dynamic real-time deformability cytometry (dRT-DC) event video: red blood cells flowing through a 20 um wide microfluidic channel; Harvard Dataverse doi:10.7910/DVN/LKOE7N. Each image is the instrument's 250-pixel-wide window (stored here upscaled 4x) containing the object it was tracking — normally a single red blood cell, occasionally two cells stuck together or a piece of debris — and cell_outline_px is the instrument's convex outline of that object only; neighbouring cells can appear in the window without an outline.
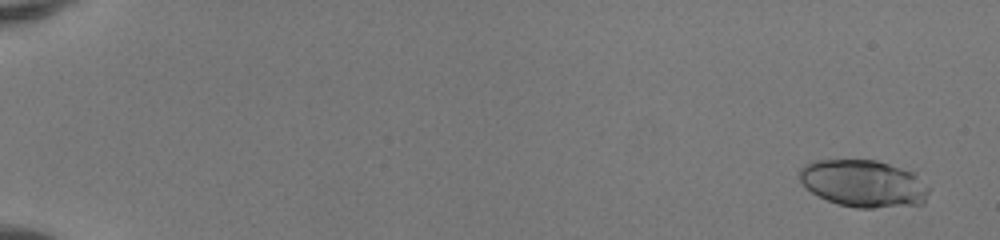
{"species": "human", "species_latin": "Homo sapiens", "temperature_condition": "room temperature", "stored_images_in_passage": 52, "camera_frame_rate_fps": 3000, "um_per_image_px": 0.085, "donor": {"sex": "female"}, "frame": {"image": 1, "passage_image": 3, "time_ms": 0.667, "image_size_px": [1000, 240], "cell_outline_px": [[928, 192], [924, 204], [872, 208], [856, 208], [840, 204], [828, 200], [812, 192], [800, 180], [800, 168], [804, 164], [812, 160], [876, 160], [916, 172], [928, 188]], "centroid_in_image_um": [73.42, 15.58], "position_along_channel_um": 11.6, "area_um2": 35.55}}
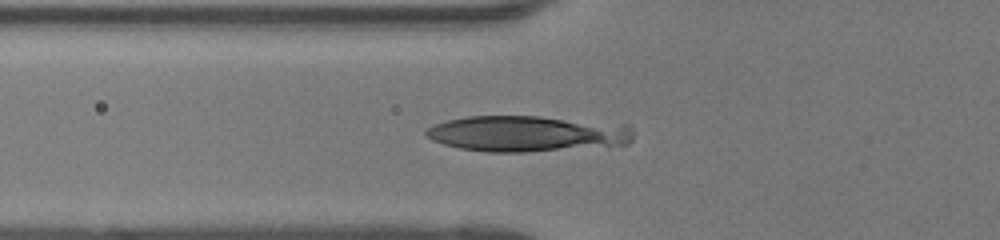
{"frame": {"image": 2, "passage_image": 22, "time_ms": 7.0, "image_size_px": [1000, 240], "cell_outline_px": [[632, 140], [628, 144], [524, 152], [488, 152], [460, 148], [444, 144], [432, 140], [424, 136], [424, 132], [428, 128], [436, 124], [448, 120], [468, 116], [540, 116], [628, 124], [632, 128]], "centroid_in_image_um": [44.81, 11.35], "position_along_channel_um": 81.0, "area_um2": 43.41}}
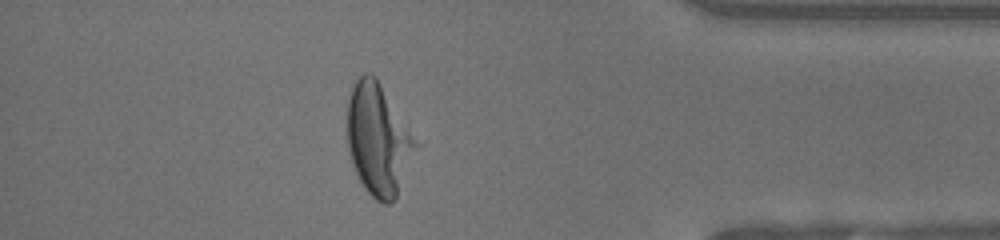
{"frame": {"image": 3, "passage_image": 47, "time_ms": 15.333, "image_size_px": [1000, 240], "cell_outline_px": [[416, 148], [396, 196], [388, 204], [384, 204], [376, 200], [364, 188], [352, 164], [348, 148], [348, 100], [352, 84], [364, 72], [368, 72], [376, 76], [416, 144]], "centroid_in_image_um": [32.09, 11.85], "position_along_channel_um": 403.1, "area_um2": 43.0}}